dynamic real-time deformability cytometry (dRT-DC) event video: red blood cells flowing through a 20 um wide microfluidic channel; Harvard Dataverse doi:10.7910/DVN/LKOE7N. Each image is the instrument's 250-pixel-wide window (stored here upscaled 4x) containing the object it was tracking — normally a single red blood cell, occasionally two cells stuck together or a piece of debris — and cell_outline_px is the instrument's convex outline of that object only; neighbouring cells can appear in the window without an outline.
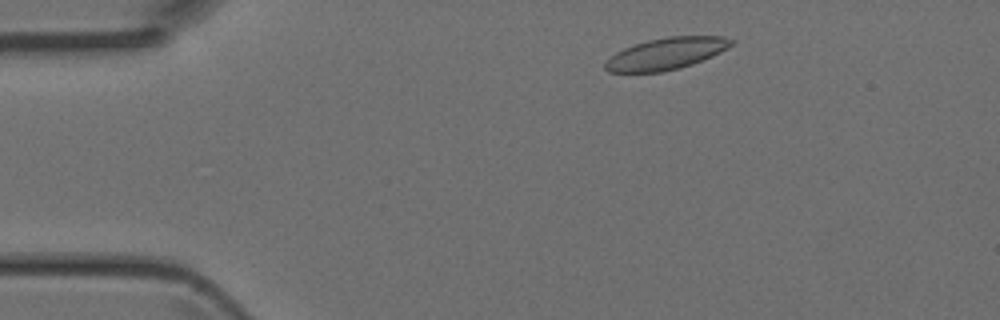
{"species": "Egyptian fruit bat (a non-hibernating species)", "species_latin": "Rousettus aegyptiacus", "temperature_condition": "room temperature", "stored_images_in_passage": 41, "camera_frame_rate_fps": 3000, "um_per_image_px": 0.085, "animal": {"sex": "female"}, "frame": {"image": 1, "passage_image": 1, "time_ms": 0.0, "image_size_px": [1000, 320], "cell_outline_px": [[736, 40], [728, 48], [712, 56], [692, 64], [680, 68], [660, 72], [608, 72], [604, 68], [604, 64], [616, 52], [624, 48], [648, 40], [668, 36], [724, 36]], "centroid_in_image_um": [56.65, 4.55], "position_along_channel_um": 28.3, "area_um2": 23.24}}
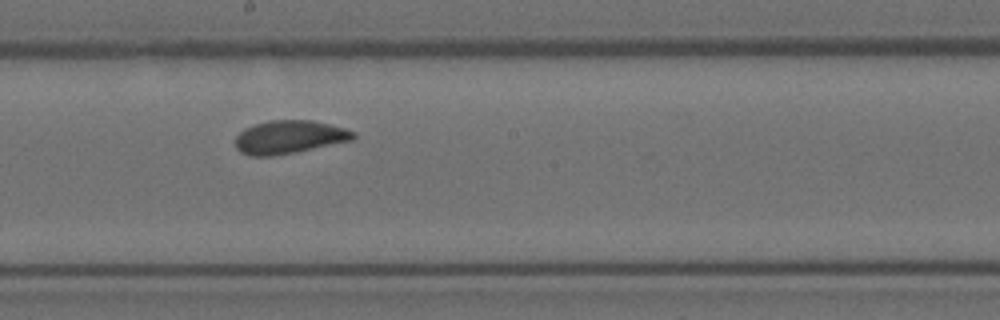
{"frame": {"image": 2, "passage_image": 19, "time_ms": 6.0, "image_size_px": [1000, 320], "cell_outline_px": [[356, 136], [352, 140], [272, 156], [248, 156], [240, 152], [236, 148], [236, 136], [244, 128], [268, 120], [312, 120], [344, 128], [356, 132]], "centroid_in_image_um": [24.55, 11.64], "position_along_channel_um": 223.6, "area_um2": 22.6}}
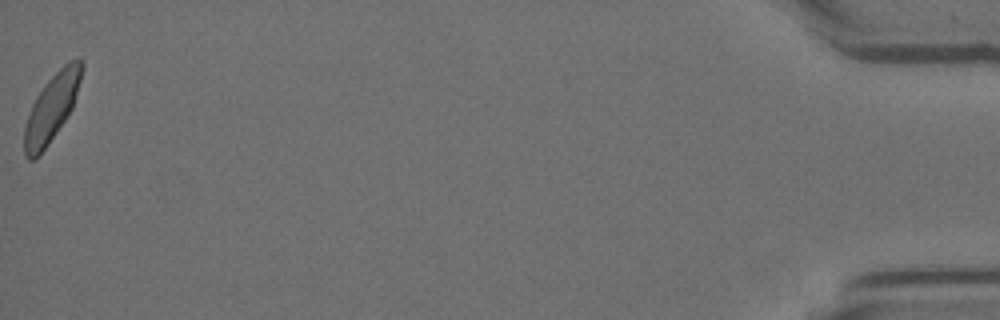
{"frame": {"image": 3, "passage_image": 41, "time_ms": 13.333, "image_size_px": [1000, 320], "cell_outline_px": [[84, 68], [72, 108], [68, 116], [40, 156], [32, 160], [28, 160], [24, 156], [24, 128], [32, 104], [36, 96], [44, 84], [68, 60], [80, 56], [84, 60]], "centroid_in_image_um": [4.41, 9.14], "position_along_channel_um": 430.8, "area_um2": 22.72}}